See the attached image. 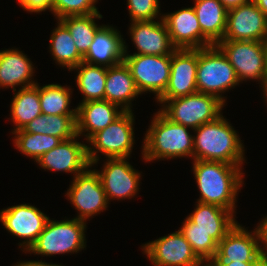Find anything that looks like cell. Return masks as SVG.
<instances>
[{
  "instance_id": "28",
  "label": "cell",
  "mask_w": 267,
  "mask_h": 266,
  "mask_svg": "<svg viewBox=\"0 0 267 266\" xmlns=\"http://www.w3.org/2000/svg\"><path fill=\"white\" fill-rule=\"evenodd\" d=\"M76 74V87L82 93L83 99L79 103L104 100L107 67L81 62L71 71Z\"/></svg>"
},
{
  "instance_id": "19",
  "label": "cell",
  "mask_w": 267,
  "mask_h": 266,
  "mask_svg": "<svg viewBox=\"0 0 267 266\" xmlns=\"http://www.w3.org/2000/svg\"><path fill=\"white\" fill-rule=\"evenodd\" d=\"M129 33L137 53L143 55H172L173 46L166 23L162 19L131 22Z\"/></svg>"
},
{
  "instance_id": "41",
  "label": "cell",
  "mask_w": 267,
  "mask_h": 266,
  "mask_svg": "<svg viewBox=\"0 0 267 266\" xmlns=\"http://www.w3.org/2000/svg\"><path fill=\"white\" fill-rule=\"evenodd\" d=\"M249 266H267V256L261 255L255 261H253Z\"/></svg>"
},
{
  "instance_id": "16",
  "label": "cell",
  "mask_w": 267,
  "mask_h": 266,
  "mask_svg": "<svg viewBox=\"0 0 267 266\" xmlns=\"http://www.w3.org/2000/svg\"><path fill=\"white\" fill-rule=\"evenodd\" d=\"M80 136L76 135L44 153L36 164H39L45 171L65 172L73 174V178L84 172L90 163L87 157V145L79 141Z\"/></svg>"
},
{
  "instance_id": "27",
  "label": "cell",
  "mask_w": 267,
  "mask_h": 266,
  "mask_svg": "<svg viewBox=\"0 0 267 266\" xmlns=\"http://www.w3.org/2000/svg\"><path fill=\"white\" fill-rule=\"evenodd\" d=\"M57 21V27L50 36L49 52L57 65L71 72L83 62V55L78 51L68 28L60 20Z\"/></svg>"
},
{
  "instance_id": "32",
  "label": "cell",
  "mask_w": 267,
  "mask_h": 266,
  "mask_svg": "<svg viewBox=\"0 0 267 266\" xmlns=\"http://www.w3.org/2000/svg\"><path fill=\"white\" fill-rule=\"evenodd\" d=\"M179 231L190 243L193 252L203 262L207 263L218 248V243L228 232H205L191 230V221L186 217Z\"/></svg>"
},
{
  "instance_id": "5",
  "label": "cell",
  "mask_w": 267,
  "mask_h": 266,
  "mask_svg": "<svg viewBox=\"0 0 267 266\" xmlns=\"http://www.w3.org/2000/svg\"><path fill=\"white\" fill-rule=\"evenodd\" d=\"M239 83L233 66L216 44L198 49V92L213 95L226 104L227 98L222 94Z\"/></svg>"
},
{
  "instance_id": "34",
  "label": "cell",
  "mask_w": 267,
  "mask_h": 266,
  "mask_svg": "<svg viewBox=\"0 0 267 266\" xmlns=\"http://www.w3.org/2000/svg\"><path fill=\"white\" fill-rule=\"evenodd\" d=\"M98 0H52V13L57 20L66 16L98 13Z\"/></svg>"
},
{
  "instance_id": "31",
  "label": "cell",
  "mask_w": 267,
  "mask_h": 266,
  "mask_svg": "<svg viewBox=\"0 0 267 266\" xmlns=\"http://www.w3.org/2000/svg\"><path fill=\"white\" fill-rule=\"evenodd\" d=\"M98 13L90 15L66 16L60 21L68 28L78 51L84 56L93 42L94 35L102 26L96 23V19H102Z\"/></svg>"
},
{
  "instance_id": "30",
  "label": "cell",
  "mask_w": 267,
  "mask_h": 266,
  "mask_svg": "<svg viewBox=\"0 0 267 266\" xmlns=\"http://www.w3.org/2000/svg\"><path fill=\"white\" fill-rule=\"evenodd\" d=\"M72 91L70 86L57 83L46 84L41 87L39 85L42 114L77 115V107L70 109Z\"/></svg>"
},
{
  "instance_id": "33",
  "label": "cell",
  "mask_w": 267,
  "mask_h": 266,
  "mask_svg": "<svg viewBox=\"0 0 267 266\" xmlns=\"http://www.w3.org/2000/svg\"><path fill=\"white\" fill-rule=\"evenodd\" d=\"M13 143L16 149L23 155L30 157L36 162L44 153L50 151L61 143V139L52 135L31 134L22 129L15 132Z\"/></svg>"
},
{
  "instance_id": "13",
  "label": "cell",
  "mask_w": 267,
  "mask_h": 266,
  "mask_svg": "<svg viewBox=\"0 0 267 266\" xmlns=\"http://www.w3.org/2000/svg\"><path fill=\"white\" fill-rule=\"evenodd\" d=\"M99 174L108 202L131 199L139 194L141 173L129 163V157L106 158Z\"/></svg>"
},
{
  "instance_id": "29",
  "label": "cell",
  "mask_w": 267,
  "mask_h": 266,
  "mask_svg": "<svg viewBox=\"0 0 267 266\" xmlns=\"http://www.w3.org/2000/svg\"><path fill=\"white\" fill-rule=\"evenodd\" d=\"M77 115L41 114L26 124L22 130L31 134H45L60 138L62 141L77 135Z\"/></svg>"
},
{
  "instance_id": "44",
  "label": "cell",
  "mask_w": 267,
  "mask_h": 266,
  "mask_svg": "<svg viewBox=\"0 0 267 266\" xmlns=\"http://www.w3.org/2000/svg\"><path fill=\"white\" fill-rule=\"evenodd\" d=\"M201 266H209L207 263H203Z\"/></svg>"
},
{
  "instance_id": "7",
  "label": "cell",
  "mask_w": 267,
  "mask_h": 266,
  "mask_svg": "<svg viewBox=\"0 0 267 266\" xmlns=\"http://www.w3.org/2000/svg\"><path fill=\"white\" fill-rule=\"evenodd\" d=\"M159 110L172 122L191 128L192 131L219 117L226 106L213 95L196 92L175 99H158Z\"/></svg>"
},
{
  "instance_id": "9",
  "label": "cell",
  "mask_w": 267,
  "mask_h": 266,
  "mask_svg": "<svg viewBox=\"0 0 267 266\" xmlns=\"http://www.w3.org/2000/svg\"><path fill=\"white\" fill-rule=\"evenodd\" d=\"M124 45V62L129 67L135 85L141 93H154L156 101L165 92L171 72V55L129 54Z\"/></svg>"
},
{
  "instance_id": "12",
  "label": "cell",
  "mask_w": 267,
  "mask_h": 266,
  "mask_svg": "<svg viewBox=\"0 0 267 266\" xmlns=\"http://www.w3.org/2000/svg\"><path fill=\"white\" fill-rule=\"evenodd\" d=\"M49 216L31 204H18L0 210V222L4 229L20 239L19 247L27 252L44 230Z\"/></svg>"
},
{
  "instance_id": "8",
  "label": "cell",
  "mask_w": 267,
  "mask_h": 266,
  "mask_svg": "<svg viewBox=\"0 0 267 266\" xmlns=\"http://www.w3.org/2000/svg\"><path fill=\"white\" fill-rule=\"evenodd\" d=\"M233 66L240 83L257 80L264 87L267 73V41L221 40L216 44Z\"/></svg>"
},
{
  "instance_id": "42",
  "label": "cell",
  "mask_w": 267,
  "mask_h": 266,
  "mask_svg": "<svg viewBox=\"0 0 267 266\" xmlns=\"http://www.w3.org/2000/svg\"><path fill=\"white\" fill-rule=\"evenodd\" d=\"M252 262H242V261H239V262H231L229 265L227 266H249Z\"/></svg>"
},
{
  "instance_id": "37",
  "label": "cell",
  "mask_w": 267,
  "mask_h": 266,
  "mask_svg": "<svg viewBox=\"0 0 267 266\" xmlns=\"http://www.w3.org/2000/svg\"><path fill=\"white\" fill-rule=\"evenodd\" d=\"M259 222L257 228L261 237V253L267 256V216L262 218Z\"/></svg>"
},
{
  "instance_id": "23",
  "label": "cell",
  "mask_w": 267,
  "mask_h": 266,
  "mask_svg": "<svg viewBox=\"0 0 267 266\" xmlns=\"http://www.w3.org/2000/svg\"><path fill=\"white\" fill-rule=\"evenodd\" d=\"M141 95L129 67L122 63L107 67L104 100L114 103L124 111H133L132 102Z\"/></svg>"
},
{
  "instance_id": "38",
  "label": "cell",
  "mask_w": 267,
  "mask_h": 266,
  "mask_svg": "<svg viewBox=\"0 0 267 266\" xmlns=\"http://www.w3.org/2000/svg\"><path fill=\"white\" fill-rule=\"evenodd\" d=\"M12 266H64V265H58L55 263H48L42 260H29V261H19L15 265Z\"/></svg>"
},
{
  "instance_id": "39",
  "label": "cell",
  "mask_w": 267,
  "mask_h": 266,
  "mask_svg": "<svg viewBox=\"0 0 267 266\" xmlns=\"http://www.w3.org/2000/svg\"><path fill=\"white\" fill-rule=\"evenodd\" d=\"M227 10L246 4L251 0H219Z\"/></svg>"
},
{
  "instance_id": "15",
  "label": "cell",
  "mask_w": 267,
  "mask_h": 266,
  "mask_svg": "<svg viewBox=\"0 0 267 266\" xmlns=\"http://www.w3.org/2000/svg\"><path fill=\"white\" fill-rule=\"evenodd\" d=\"M223 40L267 41V17L252 0L228 10Z\"/></svg>"
},
{
  "instance_id": "2",
  "label": "cell",
  "mask_w": 267,
  "mask_h": 266,
  "mask_svg": "<svg viewBox=\"0 0 267 266\" xmlns=\"http://www.w3.org/2000/svg\"><path fill=\"white\" fill-rule=\"evenodd\" d=\"M224 117L222 113L193 130V160L244 165L246 159L242 140Z\"/></svg>"
},
{
  "instance_id": "3",
  "label": "cell",
  "mask_w": 267,
  "mask_h": 266,
  "mask_svg": "<svg viewBox=\"0 0 267 266\" xmlns=\"http://www.w3.org/2000/svg\"><path fill=\"white\" fill-rule=\"evenodd\" d=\"M142 141V160H173L191 158L193 161V134L188 127L169 120L160 110L157 111L148 126Z\"/></svg>"
},
{
  "instance_id": "4",
  "label": "cell",
  "mask_w": 267,
  "mask_h": 266,
  "mask_svg": "<svg viewBox=\"0 0 267 266\" xmlns=\"http://www.w3.org/2000/svg\"><path fill=\"white\" fill-rule=\"evenodd\" d=\"M86 222L76 218L49 220L35 243L26 253L50 257L74 254L86 249Z\"/></svg>"
},
{
  "instance_id": "6",
  "label": "cell",
  "mask_w": 267,
  "mask_h": 266,
  "mask_svg": "<svg viewBox=\"0 0 267 266\" xmlns=\"http://www.w3.org/2000/svg\"><path fill=\"white\" fill-rule=\"evenodd\" d=\"M135 117L132 111H125L105 129L95 133L86 143L87 157L91 166L97 165L101 156L106 158L129 157L135 143ZM98 153V154H97Z\"/></svg>"
},
{
  "instance_id": "18",
  "label": "cell",
  "mask_w": 267,
  "mask_h": 266,
  "mask_svg": "<svg viewBox=\"0 0 267 266\" xmlns=\"http://www.w3.org/2000/svg\"><path fill=\"white\" fill-rule=\"evenodd\" d=\"M198 49H176L171 55L168 86L159 99H175L197 91Z\"/></svg>"
},
{
  "instance_id": "43",
  "label": "cell",
  "mask_w": 267,
  "mask_h": 266,
  "mask_svg": "<svg viewBox=\"0 0 267 266\" xmlns=\"http://www.w3.org/2000/svg\"><path fill=\"white\" fill-rule=\"evenodd\" d=\"M262 93H263V98L265 99L264 101L267 102V73H266V79H265V84L264 87L262 88Z\"/></svg>"
},
{
  "instance_id": "36",
  "label": "cell",
  "mask_w": 267,
  "mask_h": 266,
  "mask_svg": "<svg viewBox=\"0 0 267 266\" xmlns=\"http://www.w3.org/2000/svg\"><path fill=\"white\" fill-rule=\"evenodd\" d=\"M24 11L41 13L49 10L52 13V0H17Z\"/></svg>"
},
{
  "instance_id": "35",
  "label": "cell",
  "mask_w": 267,
  "mask_h": 266,
  "mask_svg": "<svg viewBox=\"0 0 267 266\" xmlns=\"http://www.w3.org/2000/svg\"><path fill=\"white\" fill-rule=\"evenodd\" d=\"M160 0H127L131 22L162 19Z\"/></svg>"
},
{
  "instance_id": "26",
  "label": "cell",
  "mask_w": 267,
  "mask_h": 266,
  "mask_svg": "<svg viewBox=\"0 0 267 266\" xmlns=\"http://www.w3.org/2000/svg\"><path fill=\"white\" fill-rule=\"evenodd\" d=\"M15 93V94H14ZM14 98L10 105V119L15 126L12 132L22 129L34 118L42 114L39 84L19 88L13 91Z\"/></svg>"
},
{
  "instance_id": "11",
  "label": "cell",
  "mask_w": 267,
  "mask_h": 266,
  "mask_svg": "<svg viewBox=\"0 0 267 266\" xmlns=\"http://www.w3.org/2000/svg\"><path fill=\"white\" fill-rule=\"evenodd\" d=\"M261 253V237L256 226L248 231L238 222L220 240L213 257L207 262L209 266H227L234 262H253Z\"/></svg>"
},
{
  "instance_id": "14",
  "label": "cell",
  "mask_w": 267,
  "mask_h": 266,
  "mask_svg": "<svg viewBox=\"0 0 267 266\" xmlns=\"http://www.w3.org/2000/svg\"><path fill=\"white\" fill-rule=\"evenodd\" d=\"M141 247L153 266H201L203 264L179 230L149 241Z\"/></svg>"
},
{
  "instance_id": "10",
  "label": "cell",
  "mask_w": 267,
  "mask_h": 266,
  "mask_svg": "<svg viewBox=\"0 0 267 266\" xmlns=\"http://www.w3.org/2000/svg\"><path fill=\"white\" fill-rule=\"evenodd\" d=\"M91 165L76 175L65 193L70 204L77 210L78 220L87 222L93 216L105 211L110 204L107 200L99 174ZM88 219V220H87Z\"/></svg>"
},
{
  "instance_id": "25",
  "label": "cell",
  "mask_w": 267,
  "mask_h": 266,
  "mask_svg": "<svg viewBox=\"0 0 267 266\" xmlns=\"http://www.w3.org/2000/svg\"><path fill=\"white\" fill-rule=\"evenodd\" d=\"M202 33L213 43L223 40L228 10L219 0H193Z\"/></svg>"
},
{
  "instance_id": "17",
  "label": "cell",
  "mask_w": 267,
  "mask_h": 266,
  "mask_svg": "<svg viewBox=\"0 0 267 266\" xmlns=\"http://www.w3.org/2000/svg\"><path fill=\"white\" fill-rule=\"evenodd\" d=\"M162 15L176 49H199L214 45L202 33L192 6Z\"/></svg>"
},
{
  "instance_id": "40",
  "label": "cell",
  "mask_w": 267,
  "mask_h": 266,
  "mask_svg": "<svg viewBox=\"0 0 267 266\" xmlns=\"http://www.w3.org/2000/svg\"><path fill=\"white\" fill-rule=\"evenodd\" d=\"M267 17V0H252Z\"/></svg>"
},
{
  "instance_id": "21",
  "label": "cell",
  "mask_w": 267,
  "mask_h": 266,
  "mask_svg": "<svg viewBox=\"0 0 267 266\" xmlns=\"http://www.w3.org/2000/svg\"><path fill=\"white\" fill-rule=\"evenodd\" d=\"M124 112L121 107L106 100L79 103L76 118L77 135L84 136V140L88 141L95 133L105 129Z\"/></svg>"
},
{
  "instance_id": "20",
  "label": "cell",
  "mask_w": 267,
  "mask_h": 266,
  "mask_svg": "<svg viewBox=\"0 0 267 266\" xmlns=\"http://www.w3.org/2000/svg\"><path fill=\"white\" fill-rule=\"evenodd\" d=\"M125 44L119 30L102 24L94 35L89 50L83 56V61L105 67L116 66L124 61Z\"/></svg>"
},
{
  "instance_id": "1",
  "label": "cell",
  "mask_w": 267,
  "mask_h": 266,
  "mask_svg": "<svg viewBox=\"0 0 267 266\" xmlns=\"http://www.w3.org/2000/svg\"><path fill=\"white\" fill-rule=\"evenodd\" d=\"M192 171L199 189L197 202L214 204L236 213L239 189L243 186V165L193 160Z\"/></svg>"
},
{
  "instance_id": "24",
  "label": "cell",
  "mask_w": 267,
  "mask_h": 266,
  "mask_svg": "<svg viewBox=\"0 0 267 266\" xmlns=\"http://www.w3.org/2000/svg\"><path fill=\"white\" fill-rule=\"evenodd\" d=\"M194 211L187 216L191 230L205 232H229L237 223L231 211L214 204L195 202Z\"/></svg>"
},
{
  "instance_id": "22",
  "label": "cell",
  "mask_w": 267,
  "mask_h": 266,
  "mask_svg": "<svg viewBox=\"0 0 267 266\" xmlns=\"http://www.w3.org/2000/svg\"><path fill=\"white\" fill-rule=\"evenodd\" d=\"M17 48L0 50V88L29 87L37 84L34 80L33 62Z\"/></svg>"
}]
</instances>
